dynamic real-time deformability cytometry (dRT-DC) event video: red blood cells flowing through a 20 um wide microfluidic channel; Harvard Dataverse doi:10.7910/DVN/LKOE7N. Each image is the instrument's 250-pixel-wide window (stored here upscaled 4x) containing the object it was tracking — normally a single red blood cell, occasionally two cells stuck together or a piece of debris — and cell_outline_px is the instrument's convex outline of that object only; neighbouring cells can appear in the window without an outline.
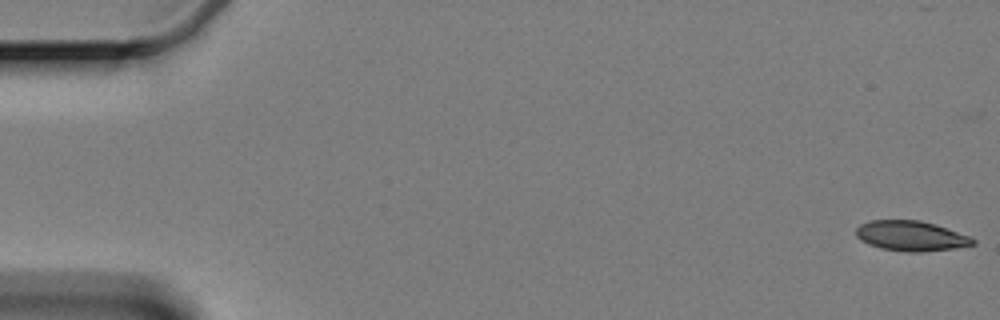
{"species": "Egyptian fruit bat (a non-hibernating species)", "species_latin": "Rousettus aegyptiacus", "temperature_condition": "cold", "stored_images_in_passage": 47, "camera_frame_rate_fps": 3000, "um_per_image_px": 0.085, "animal": {"sex": "female"}, "frame": {"image": 1, "passage_image": 1, "time_ms": 0.0, "image_size_px": [1000, 320], "cell_outline_px": [[976, 244], [956, 248], [920, 252], [908, 252], [880, 248], [868, 244], [860, 240], [856, 236], [856, 228], [860, 224], [868, 220], [920, 220], [936, 224], [972, 236], [976, 240]], "centroid_in_image_um": [77.46, 20.05], "position_along_channel_um": 7.5, "area_um2": 20.81}}
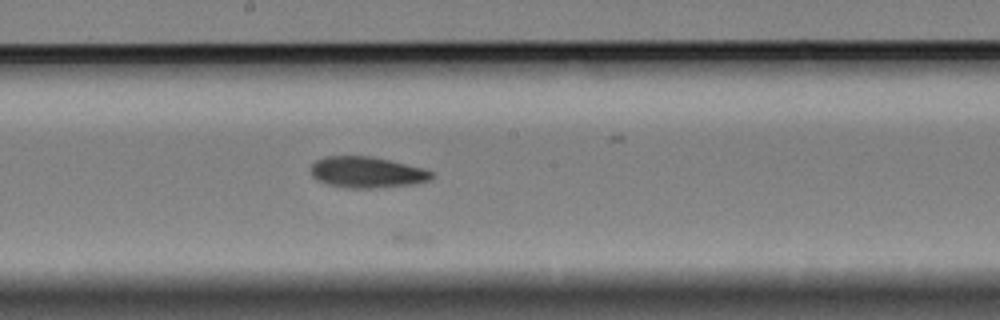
{"frame": {"image": 2, "passage_image": 33, "time_ms": 10.667, "image_size_px": [1000, 320], "cell_outline_px": [[436, 176], [428, 180], [416, 184], [376, 188], [348, 188], [328, 184], [316, 180], [312, 176], [312, 164], [316, 160], [324, 156], [372, 156], [424, 168], [432, 172]], "centroid_in_image_um": [31.21, 14.64], "position_along_channel_um": 217.0, "area_um2": 22.02}}